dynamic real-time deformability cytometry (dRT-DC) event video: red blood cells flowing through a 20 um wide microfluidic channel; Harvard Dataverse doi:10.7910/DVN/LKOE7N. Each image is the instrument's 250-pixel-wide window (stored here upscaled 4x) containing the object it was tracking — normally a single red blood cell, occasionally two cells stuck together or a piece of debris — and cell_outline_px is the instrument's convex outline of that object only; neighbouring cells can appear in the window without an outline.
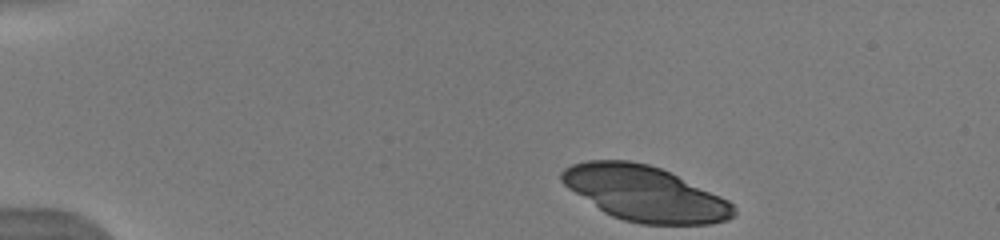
{"species": "human", "species_latin": "Homo sapiens", "temperature_condition": "warm", "stored_images_in_passage": 25, "camera_frame_rate_fps": 3000, "um_per_image_px": 0.085, "donor": {"sex": "male"}, "frame": {"image": 1, "passage_image": 1, "time_ms": 0.0, "image_size_px": [1000, 240], "cell_outline_px": [[736, 216], [728, 220], [708, 224], [640, 224], [624, 220], [612, 216], [604, 212], [568, 188], [560, 180], [560, 172], [564, 168], [572, 164], [588, 160], [632, 160], [648, 164], [660, 168], [720, 196], [728, 200], [736, 208]], "centroid_in_image_um": [54.8, 16.45], "position_along_channel_um": 30.2, "area_um2": 54.97}}